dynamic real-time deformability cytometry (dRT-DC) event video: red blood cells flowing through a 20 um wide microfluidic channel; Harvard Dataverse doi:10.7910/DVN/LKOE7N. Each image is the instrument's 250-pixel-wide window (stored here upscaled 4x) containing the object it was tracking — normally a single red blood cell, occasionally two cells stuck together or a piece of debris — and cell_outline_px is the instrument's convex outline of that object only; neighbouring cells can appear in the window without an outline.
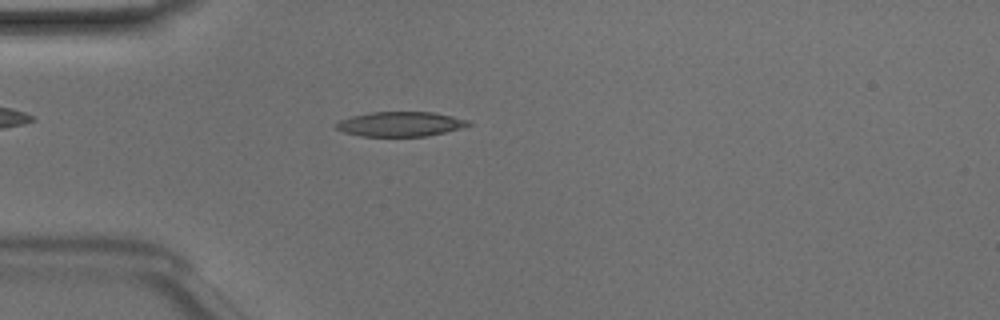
{"species": "Egyptian fruit bat (a non-hibernating species)", "species_latin": "Rousettus aegyptiacus", "temperature_condition": "room temperature", "stored_images_in_passage": 48, "camera_frame_rate_fps": 3000, "um_per_image_px": 0.085, "animal": {"sex": "male"}, "frame": {"image": 1, "passage_image": 13, "time_ms": 4.0, "image_size_px": [1000, 320], "cell_outline_px": [[472, 124], [460, 128], [428, 136], [360, 136], [344, 132], [336, 128], [332, 124], [340, 120], [352, 116], [368, 112], [432, 112], [452, 116], [468, 120]], "centroid_in_image_um": [33.99, 10.54], "position_along_channel_um": 51.0, "area_um2": 19.02}}
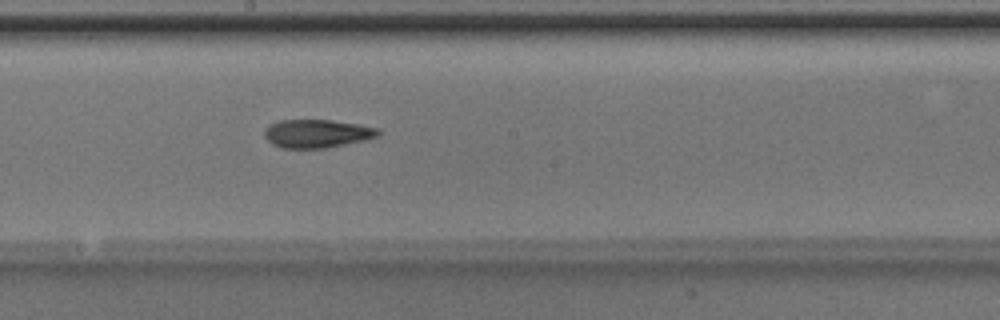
{"frame": {"image": 2, "passage_image": 26, "time_ms": 8.333, "image_size_px": [1000, 320], "cell_outline_px": [[380, 136], [364, 140], [328, 148], [280, 148], [272, 144], [264, 136], [264, 128], [268, 124], [276, 120], [332, 120], [360, 124], [380, 128]], "centroid_in_image_um": [26.94, 11.34], "position_along_channel_um": 221.3, "area_um2": 19.13}}
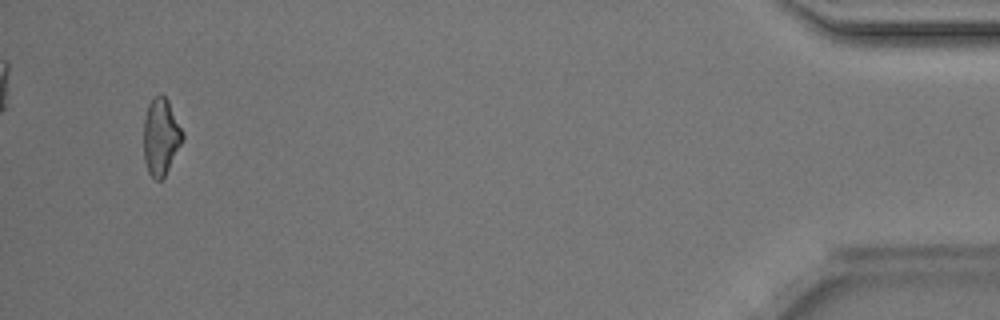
{"frame": {"image": 3, "passage_image": 46, "time_ms": 15.0, "image_size_px": [1000, 320], "cell_outline_px": [[184, 140], [164, 176], [160, 180], [156, 180], [148, 172], [144, 160], [144, 120], [148, 104], [156, 96], [164, 96], [168, 100], [184, 132]], "centroid_in_image_um": [13.69, 11.63], "position_along_channel_um": 421.5, "area_um2": 17.34}, "authors_computed_cell_mechanics": {"area_um2": 18.6694, "velocity_mm_per_s": 4.1795, "shape_relaxation_time_tau1_ms": null, "shape_relaxation_time_tau2_ms": 5.4187, "deformation_change_tau1": null, "deformation_change_tau2": 0.1612}}